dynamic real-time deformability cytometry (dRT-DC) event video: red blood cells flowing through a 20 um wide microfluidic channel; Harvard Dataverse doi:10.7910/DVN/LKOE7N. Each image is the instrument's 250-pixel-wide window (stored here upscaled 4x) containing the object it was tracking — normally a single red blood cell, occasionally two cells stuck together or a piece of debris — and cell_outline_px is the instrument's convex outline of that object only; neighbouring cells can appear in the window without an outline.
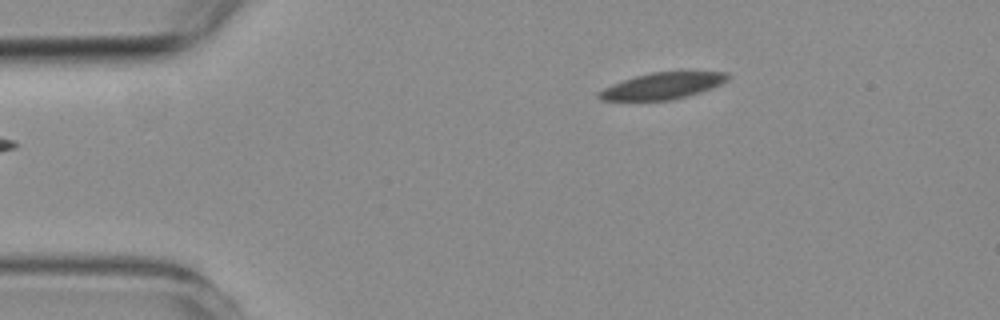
{"species": "common noctule bat (a hibernating species)", "species_latin": "Nyctalus noctula", "temperature_condition": "room temperature", "stored_images_in_passage": 2, "camera_frame_rate_fps": 3000, "um_per_image_px": 0.085, "animal": {"sex": "female", "body_mass_g": 19.3, "forearm_length_mm": 54.1}, "frame": {"image": 1, "passage_image": 2, "time_ms": 1.0, "image_size_px": [1000, 320], "cell_outline_px": [[728, 80], [712, 88], [700, 92], [672, 100], [600, 100], [596, 96], [596, 92], [612, 84], [636, 76], [652, 72], [728, 72]], "centroid_in_image_um": [56.28, 7.3], "position_along_channel_um": 28.7, "area_um2": 19.65}}